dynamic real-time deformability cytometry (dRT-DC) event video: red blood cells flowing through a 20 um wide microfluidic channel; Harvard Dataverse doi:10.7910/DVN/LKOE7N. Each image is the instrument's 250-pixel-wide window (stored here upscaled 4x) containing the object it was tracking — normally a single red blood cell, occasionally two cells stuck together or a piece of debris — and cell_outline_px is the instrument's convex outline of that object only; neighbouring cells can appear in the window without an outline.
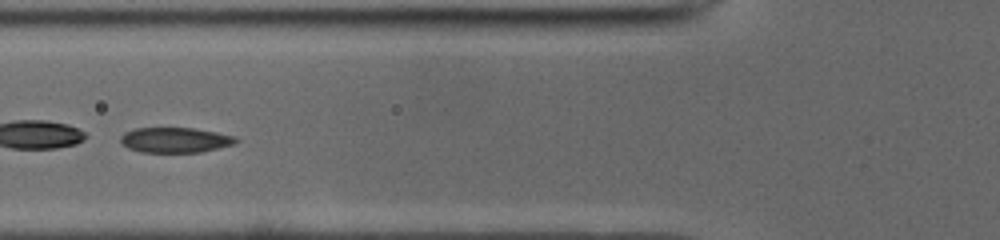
{"species": "common noctule bat (a hibernating species)", "species_latin": "Nyctalus noctula", "temperature_condition": "cold", "stored_images_in_passage": 50, "camera_frame_rate_fps": 3000, "um_per_image_px": 0.085, "animal": {"sex": "male", "body_mass_g": 19.0, "forearm_length_mm": 50.8}, "frame": {"image": 1, "passage_image": 19, "time_ms": 6.0, "image_size_px": [1000, 240], "cell_outline_px": [[240, 140], [236, 144], [200, 152], [140, 152], [128, 148], [120, 140], [120, 136], [124, 132], [136, 128], [192, 128], [216, 132], [236, 136]], "centroid_in_image_um": [14.92, 11.9], "position_along_channel_um": 110.9, "area_um2": 16.99}}